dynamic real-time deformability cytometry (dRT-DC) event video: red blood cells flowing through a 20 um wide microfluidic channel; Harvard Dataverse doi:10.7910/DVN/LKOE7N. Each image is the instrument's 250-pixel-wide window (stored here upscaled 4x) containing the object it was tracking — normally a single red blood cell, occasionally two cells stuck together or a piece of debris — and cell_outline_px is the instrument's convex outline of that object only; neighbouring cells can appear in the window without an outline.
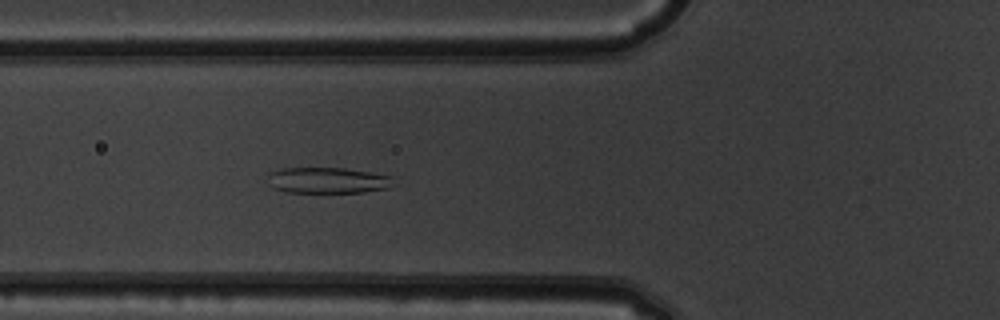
{"species": "common noctule bat (a hibernating species)", "species_latin": "Nyctalus noctula", "temperature_condition": "warm", "stored_images_in_passage": 40, "camera_frame_rate_fps": 3000, "um_per_image_px": 0.085, "animal": {"sex": "male", "body_mass_g": 19.5, "forearm_length_mm": 54.6}, "frame": {"image": 1, "passage_image": 8, "time_ms": 2.333, "image_size_px": [1000, 320], "cell_outline_px": [[396, 184], [388, 188], [364, 192], [288, 192], [272, 188], [268, 184], [268, 172], [280, 168], [344, 168], [396, 176]], "centroid_in_image_um": [27.9, 15.32], "position_along_channel_um": 97.9, "area_um2": 19.42}}
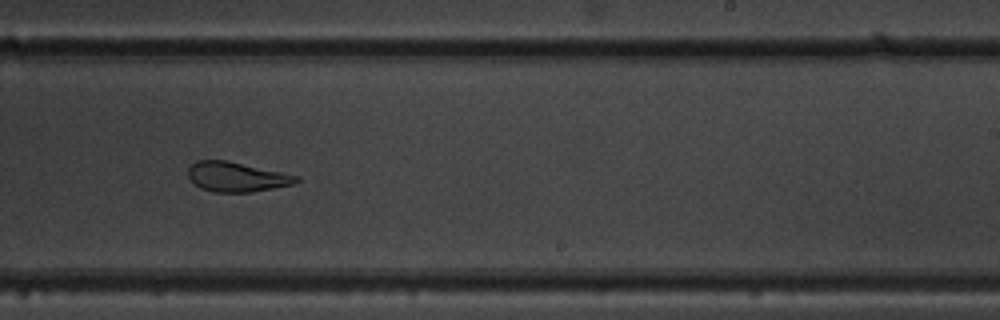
{"frame": {"image": 2, "passage_image": 21, "time_ms": 6.667, "image_size_px": [1000, 320], "cell_outline_px": [[300, 180], [292, 184], [252, 192], [212, 192], [200, 188], [188, 176], [188, 168], [196, 160], [224, 160], [300, 176]], "centroid_in_image_um": [20.09, 15.04], "position_along_channel_um": 268.9, "area_um2": 18.5}}
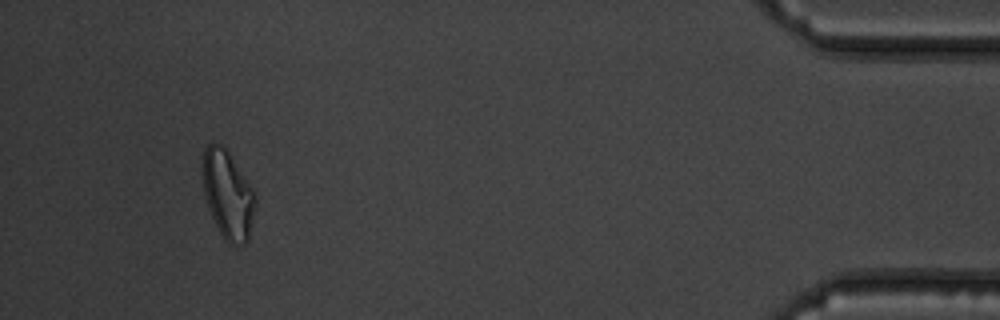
{"frame": {"image": 3, "passage_image": 37, "time_ms": 12.0, "image_size_px": [1000, 320], "cell_outline_px": [[256, 204], [248, 240], [244, 244], [236, 248], [228, 244], [216, 228], [208, 208], [200, 176], [200, 164], [204, 148], [208, 144], [224, 144], [256, 192]], "centroid_in_image_um": [19.34, 16.53], "position_along_channel_um": 415.9, "area_um2": 28.21}, "authors_computed_cell_mechanics": {"area_um2": 20.2878, "velocity_mm_per_s": 3.947, "shape_relaxation_time_tau1_ms": 8.4306, "shape_relaxation_time_tau2_ms": 1.3175, "deformation_change_tau1": 0.2345, "deformation_change_tau2": 0.085}}